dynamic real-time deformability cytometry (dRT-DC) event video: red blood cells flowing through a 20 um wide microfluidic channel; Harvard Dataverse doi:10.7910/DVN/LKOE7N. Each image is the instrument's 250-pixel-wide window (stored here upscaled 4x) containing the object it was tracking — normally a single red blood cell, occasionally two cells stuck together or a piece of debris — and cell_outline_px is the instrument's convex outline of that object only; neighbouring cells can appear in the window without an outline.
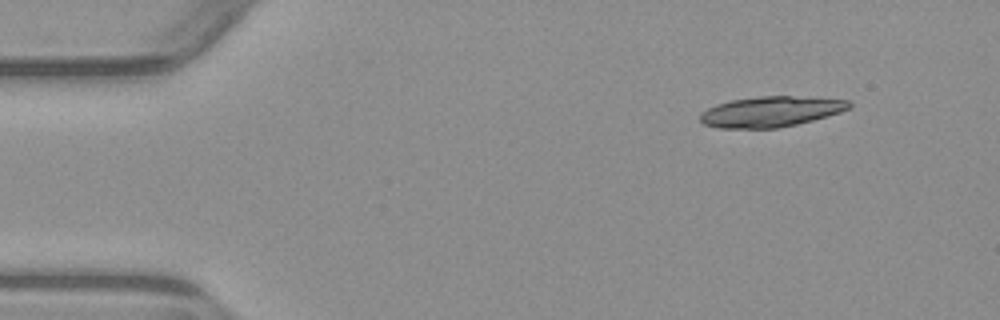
{"species": "common noctule bat (a hibernating species)", "species_latin": "Nyctalus noctula", "temperature_condition": "warm", "stored_images_in_passage": 7, "segment_of_instrument_passage": [1, 2], "camera_frame_rate_fps": 3000, "um_per_image_px": 0.085, "animal": {"sex": "male", "body_mass_g": 23.1, "forearm_length_mm": 52.7}, "frame": {"image": 1, "passage_image": 1, "time_ms": 0.0, "image_size_px": [1000, 320], "cell_outline_px": [[852, 108], [828, 116], [796, 124], [776, 128], [716, 128], [704, 124], [700, 120], [700, 112], [716, 104], [728, 100], [760, 96], [792, 96], [848, 100], [852, 104]], "centroid_in_image_um": [65.49, 9.48], "position_along_channel_um": 19.5, "area_um2": 26.53}}